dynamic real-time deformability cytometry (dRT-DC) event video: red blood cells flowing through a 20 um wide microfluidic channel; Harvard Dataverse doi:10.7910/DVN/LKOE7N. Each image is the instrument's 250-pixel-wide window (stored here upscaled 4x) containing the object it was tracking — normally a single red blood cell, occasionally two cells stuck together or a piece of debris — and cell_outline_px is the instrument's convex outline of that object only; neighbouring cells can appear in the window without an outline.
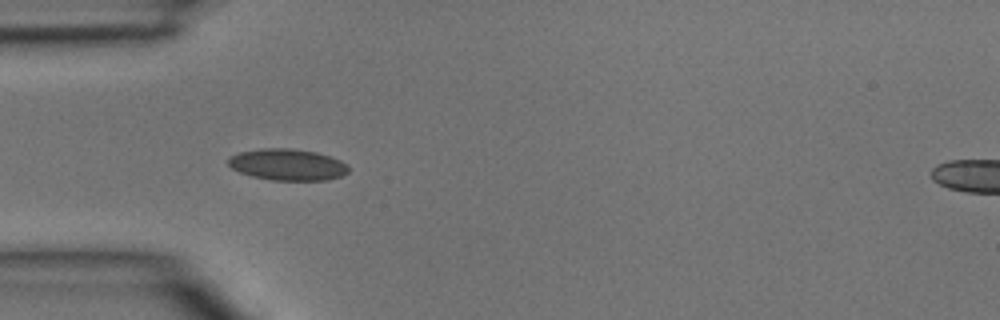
{"species": "common noctule bat (a hibernating species)", "species_latin": "Nyctalus noctula", "temperature_condition": "room temperature", "stored_images_in_passage": 14, "camera_frame_rate_fps": 3000, "um_per_image_px": 0.085, "animal": {"sex": "male", "body_mass_g": 15.6}, "frame": {"image": 1, "passage_image": 12, "time_ms": 3.667, "image_size_px": [1000, 320], "cell_outline_px": [[348, 172], [340, 176], [324, 180], [272, 180], [252, 176], [240, 172], [232, 168], [228, 164], [228, 160], [232, 156], [240, 152], [264, 148], [288, 148], [316, 152], [340, 160], [348, 164]], "centroid_in_image_um": [24.45, 13.99], "position_along_channel_um": 60.6, "area_um2": 21.79}}